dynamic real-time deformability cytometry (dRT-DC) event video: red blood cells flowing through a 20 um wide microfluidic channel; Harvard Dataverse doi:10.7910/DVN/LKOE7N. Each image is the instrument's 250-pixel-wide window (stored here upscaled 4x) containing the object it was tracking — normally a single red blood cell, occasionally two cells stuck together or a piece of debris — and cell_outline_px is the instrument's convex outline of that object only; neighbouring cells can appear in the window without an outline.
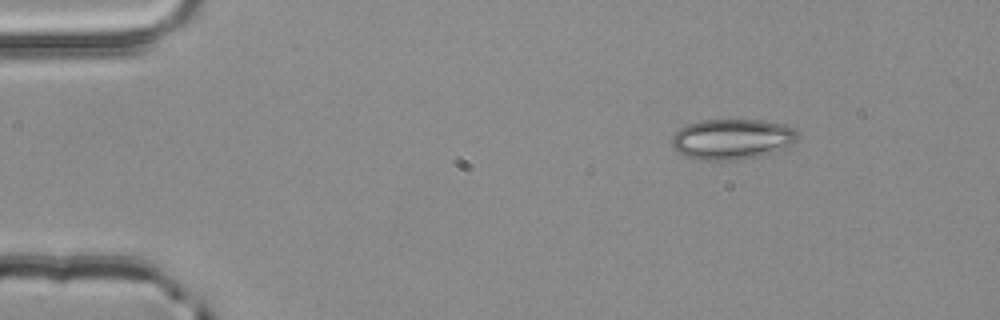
{"species": "common noctule bat (a hibernating species)", "species_latin": "Nyctalus noctula", "temperature_condition": "room temperature", "stored_images_in_passage": 3, "camera_frame_rate_fps": 3000, "um_per_image_px": 0.085, "animal": {"sex": "male", "body_mass_g": 20.4}, "frame": {"image": 1, "passage_image": 1, "time_ms": 0.0, "image_size_px": [1000, 320], "cell_outline_px": [[800, 140], [776, 152], [760, 156], [740, 160], [700, 160], [684, 156], [676, 152], [672, 148], [672, 136], [680, 128], [688, 124], [700, 120], [760, 120], [784, 124], [800, 132]], "centroid_in_image_um": [62.25, 11.84], "position_along_channel_um": 22.7, "area_um2": 30.23}}